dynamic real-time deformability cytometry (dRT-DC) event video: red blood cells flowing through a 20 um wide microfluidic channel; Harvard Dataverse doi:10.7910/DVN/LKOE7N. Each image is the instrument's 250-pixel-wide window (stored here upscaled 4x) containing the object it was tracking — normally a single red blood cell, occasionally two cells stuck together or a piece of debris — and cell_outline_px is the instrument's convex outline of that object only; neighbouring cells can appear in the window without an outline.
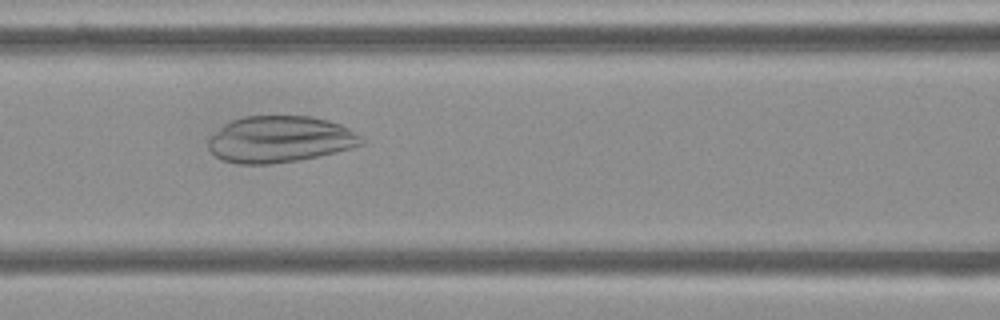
{"species": "Egyptian fruit bat (a non-hibernating species)", "species_latin": "Rousettus aegyptiacus", "temperature_condition": "cold", "stored_images_in_passage": 49, "camera_frame_rate_fps": 3000, "um_per_image_px": 0.085, "frame": {"image": 1, "passage_image": 22, "time_ms": 7.0, "image_size_px": [1000, 320], "cell_outline_px": [[364, 144], [352, 148], [336, 152], [296, 160], [272, 164], [236, 164], [224, 160], [216, 156], [208, 148], [208, 140], [224, 124], [232, 120], [244, 116], [312, 116], [328, 120], [340, 124], [348, 128], [360, 136]], "centroid_in_image_um": [23.79, 11.84], "position_along_channel_um": 142.8, "area_um2": 41.27}}
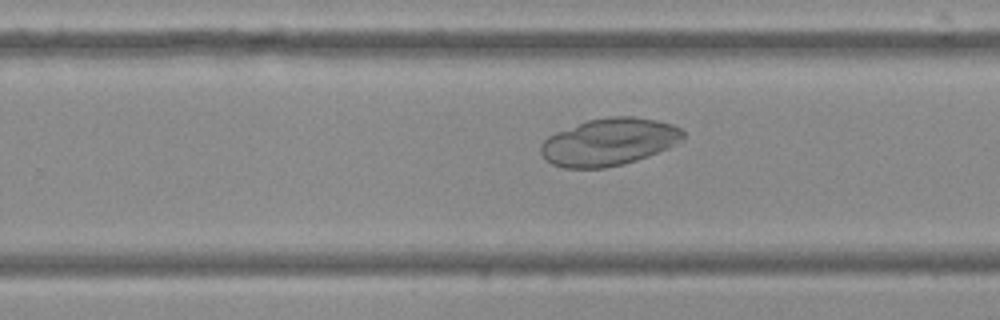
{"frame": {"image": 2, "passage_image": 33, "time_ms": 10.667, "image_size_px": [1000, 320], "cell_outline_px": [[684, 140], [668, 148], [648, 156], [624, 164], [604, 168], [564, 168], [552, 164], [544, 160], [540, 152], [540, 144], [548, 136], [556, 132], [588, 120], [612, 116], [632, 116], [656, 120], [672, 124], [680, 128], [684, 132]], "centroid_in_image_um": [51.76, 12.07], "position_along_channel_um": 278.0, "area_um2": 39.36}}
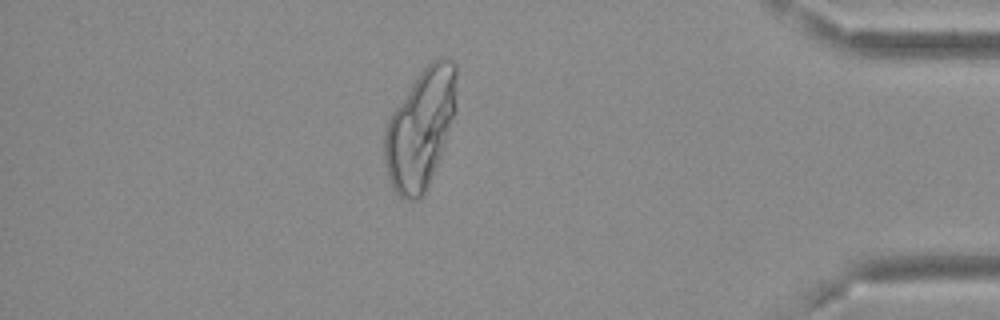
{"frame": {"image": 3, "passage_image": 46, "time_ms": 15.0, "image_size_px": [1000, 320], "cell_outline_px": [[456, 112], [440, 156], [428, 184], [424, 192], [416, 200], [404, 200], [392, 188], [384, 164], [384, 132], [388, 120], [392, 112], [420, 72], [432, 60], [440, 56], [452, 60], [456, 64]], "centroid_in_image_um": [35.74, 10.93], "position_along_channel_um": 399.5, "area_um2": 49.82}}